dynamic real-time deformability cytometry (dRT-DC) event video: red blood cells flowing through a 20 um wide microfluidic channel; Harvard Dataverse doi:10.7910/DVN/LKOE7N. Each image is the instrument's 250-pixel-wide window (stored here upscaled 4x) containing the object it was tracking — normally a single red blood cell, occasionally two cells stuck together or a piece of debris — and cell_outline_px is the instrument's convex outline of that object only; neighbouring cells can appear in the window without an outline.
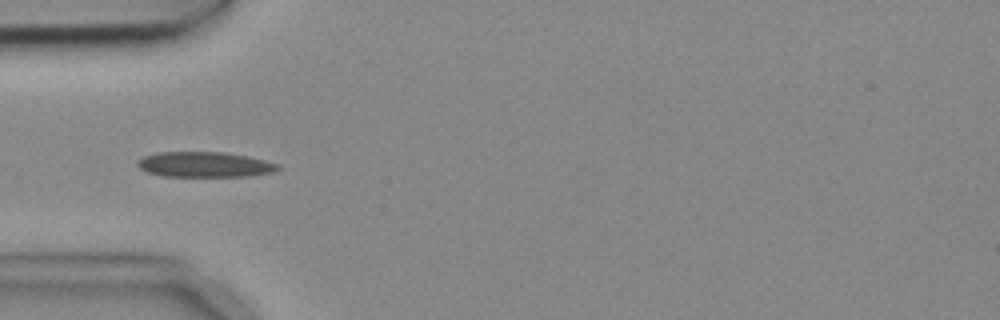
{"species": "common noctule bat (a hibernating species)", "species_latin": "Nyctalus noctula", "temperature_condition": "cold", "stored_images_in_passage": 4, "camera_frame_rate_fps": 3000, "um_per_image_px": 0.085, "animal": {"sex": "female", "body_mass_g": 18.4}, "frame": {"image": 1, "passage_image": 2, "time_ms": 0.333, "image_size_px": [1000, 320], "cell_outline_px": [[280, 168], [272, 172], [248, 176], [160, 176], [144, 172], [136, 164], [136, 160], [144, 156], [156, 152], [224, 152], [248, 156], [264, 160], [276, 164]], "centroid_in_image_um": [17.31, 13.98], "position_along_channel_um": 67.7, "area_um2": 20.75}}